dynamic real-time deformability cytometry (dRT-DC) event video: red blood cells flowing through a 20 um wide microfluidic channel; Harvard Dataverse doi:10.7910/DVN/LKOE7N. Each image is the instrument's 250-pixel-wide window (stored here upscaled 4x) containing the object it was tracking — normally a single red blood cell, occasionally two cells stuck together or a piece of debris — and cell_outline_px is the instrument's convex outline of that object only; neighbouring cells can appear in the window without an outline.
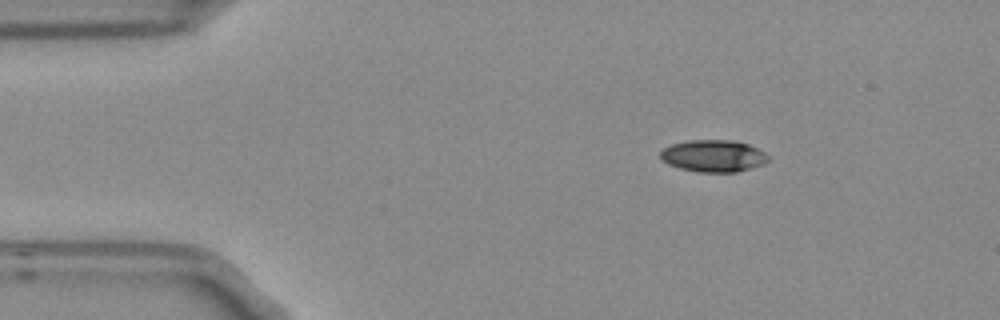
{"species": "Egyptian fruit bat (a non-hibernating species)", "species_latin": "Rousettus aegyptiacus", "temperature_condition": "room temperature", "stored_images_in_passage": 3, "camera_frame_rate_fps": 3000, "um_per_image_px": 0.085, "frame": {"image": 1, "passage_image": 1, "time_ms": 0.0, "image_size_px": [1000, 320], "cell_outline_px": [[768, 160], [764, 164], [736, 172], [700, 172], [680, 168], [668, 164], [660, 156], [660, 152], [664, 148], [672, 144], [692, 140], [732, 140], [748, 144], [764, 152], [768, 156]], "centroid_in_image_um": [60.65, 13.25], "position_along_channel_um": 24.4, "area_um2": 19.88}}
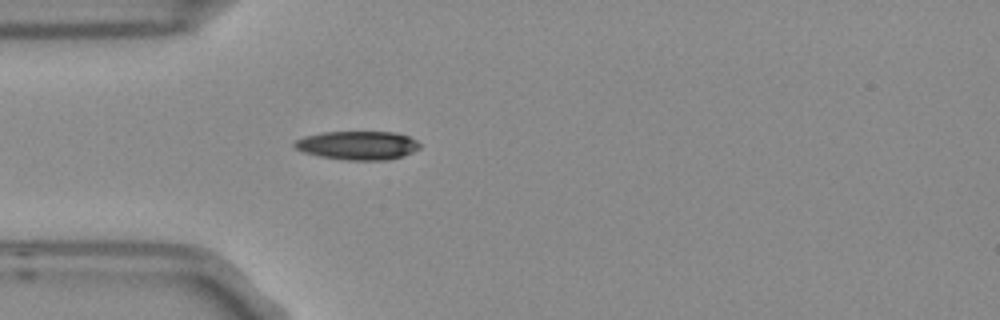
{"frame": {"image": 2, "passage_image": 3, "time_ms": 0.667, "image_size_px": [1000, 320], "cell_outline_px": [[420, 148], [404, 156], [388, 160], [348, 160], [320, 156], [304, 152], [296, 148], [292, 144], [296, 140], [304, 136], [324, 132], [396, 132], [408, 136], [416, 140], [420, 144]], "centroid_in_image_um": [30.43, 12.35], "position_along_channel_um": 54.6, "area_um2": 20.92}}